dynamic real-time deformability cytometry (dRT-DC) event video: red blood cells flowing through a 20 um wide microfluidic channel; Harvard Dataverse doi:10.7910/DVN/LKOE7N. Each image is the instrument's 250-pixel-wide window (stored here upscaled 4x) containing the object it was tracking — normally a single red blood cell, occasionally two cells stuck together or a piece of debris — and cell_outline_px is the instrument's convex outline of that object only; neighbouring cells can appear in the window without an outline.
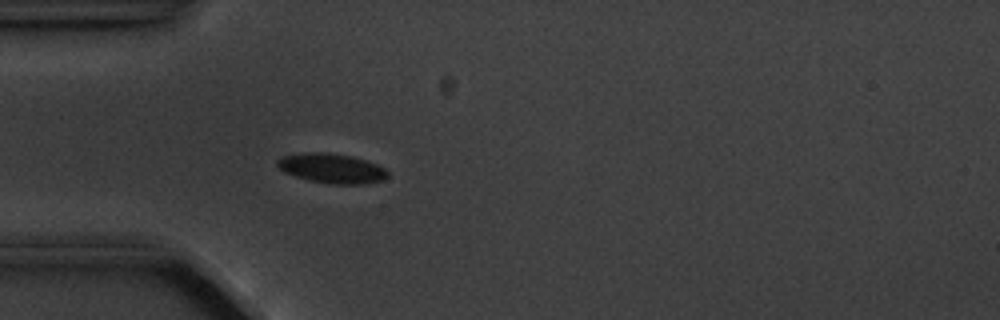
{"species": "common noctule bat (a hibernating species)", "species_latin": "Nyctalus noctula", "temperature_condition": "cold", "stored_images_in_passage": 6, "camera_frame_rate_fps": 3000, "um_per_image_px": 0.085, "animal": {"sex": "male", "body_mass_g": 20.1, "forearm_length_mm": 53.5}, "frame": {"image": 1, "passage_image": 6, "time_ms": 6.0, "image_size_px": [1000, 320], "cell_outline_px": [[388, 176], [384, 180], [368, 184], [332, 184], [308, 180], [284, 172], [276, 164], [276, 160], [284, 156], [304, 152], [328, 152], [352, 156], [376, 164], [384, 168], [388, 172]], "centroid_in_image_um": [28.21, 14.31], "position_along_channel_um": 56.8, "area_um2": 19.13}}